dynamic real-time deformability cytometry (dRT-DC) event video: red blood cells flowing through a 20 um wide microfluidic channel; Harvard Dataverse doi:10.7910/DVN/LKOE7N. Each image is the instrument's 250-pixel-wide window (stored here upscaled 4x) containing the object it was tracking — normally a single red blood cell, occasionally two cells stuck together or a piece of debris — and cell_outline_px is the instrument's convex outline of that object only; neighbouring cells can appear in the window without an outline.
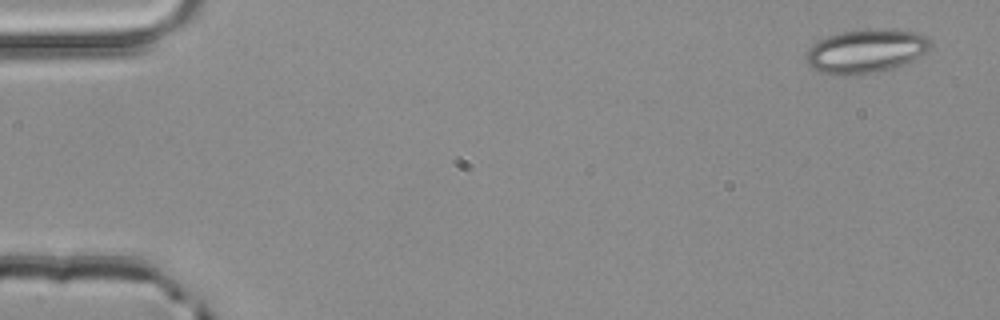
{"species": "common noctule bat (a hibernating species)", "species_latin": "Nyctalus noctula", "temperature_condition": "room temperature", "stored_images_in_passage": 4, "camera_frame_rate_fps": 3000, "um_per_image_px": 0.085, "animal": {"sex": "male", "body_mass_g": 20.4}, "frame": {"image": 1, "passage_image": 1, "time_ms": 0.0, "image_size_px": [1000, 320], "cell_outline_px": [[932, 44], [924, 52], [912, 60], [892, 68], [876, 72], [848, 76], [836, 76], [820, 72], [812, 68], [804, 60], [808, 48], [812, 44], [828, 36], [840, 32], [916, 32], [928, 36]], "centroid_in_image_um": [73.51, 4.41], "position_along_channel_um": 11.5, "area_um2": 30.69}}